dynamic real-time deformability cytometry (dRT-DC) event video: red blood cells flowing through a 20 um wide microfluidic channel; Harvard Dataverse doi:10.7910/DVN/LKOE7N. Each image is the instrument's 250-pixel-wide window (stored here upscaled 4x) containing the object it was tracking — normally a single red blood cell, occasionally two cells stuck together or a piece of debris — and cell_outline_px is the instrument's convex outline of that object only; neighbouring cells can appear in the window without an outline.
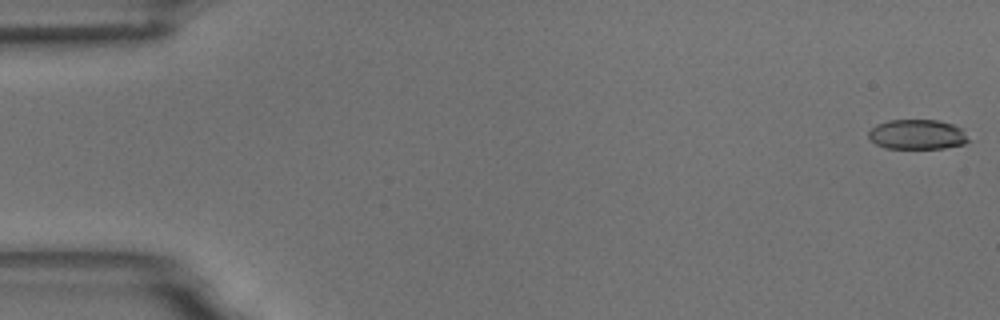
{"species": "common noctule bat (a hibernating species)", "species_latin": "Nyctalus noctula", "temperature_condition": "room temperature", "stored_images_in_passage": 8, "camera_frame_rate_fps": 3000, "um_per_image_px": 0.085, "animal": {"sex": "male", "body_mass_g": 18.8}, "frame": {"image": 1, "passage_image": 1, "time_ms": 0.0, "image_size_px": [1000, 320], "cell_outline_px": [[972, 140], [964, 144], [944, 148], [884, 148], [876, 144], [868, 136], [868, 132], [876, 124], [888, 120], [940, 120], [964, 128]], "centroid_in_image_um": [78.03, 11.42], "position_along_channel_um": 7.0, "area_um2": 17.69}}
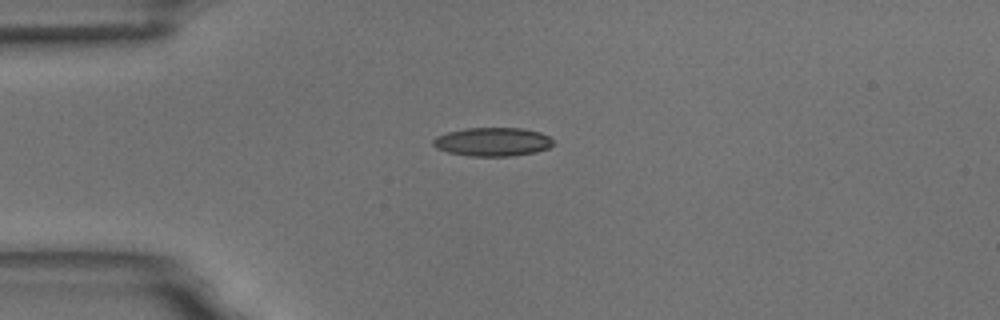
{"frame": {"image": 2, "passage_image": 4, "time_ms": 4.333, "image_size_px": [1000, 320], "cell_outline_px": [[556, 144], [548, 148], [536, 152], [512, 156], [468, 156], [448, 152], [436, 148], [432, 144], [432, 140], [436, 136], [448, 132], [464, 128], [520, 128], [540, 132], [556, 140]], "centroid_in_image_um": [41.89, 12.06], "position_along_channel_um": 43.1, "area_um2": 20.29}}